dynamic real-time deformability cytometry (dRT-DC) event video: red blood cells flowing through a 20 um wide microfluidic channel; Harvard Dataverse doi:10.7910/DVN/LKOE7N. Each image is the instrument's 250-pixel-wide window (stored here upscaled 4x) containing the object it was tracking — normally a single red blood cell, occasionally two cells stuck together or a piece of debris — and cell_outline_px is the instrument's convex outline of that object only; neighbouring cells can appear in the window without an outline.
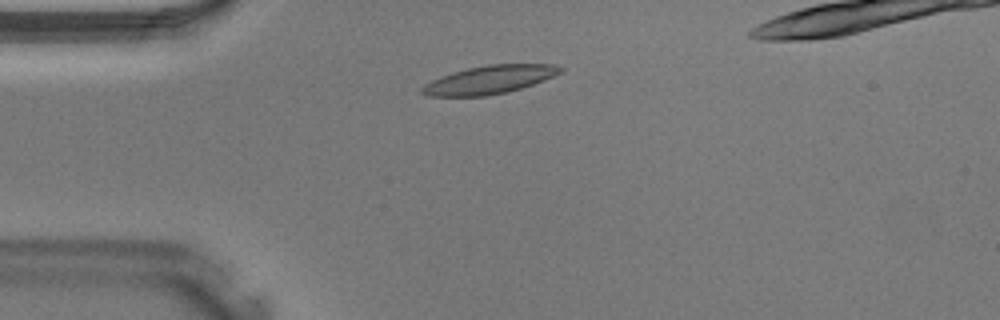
{"species": "Egyptian fruit bat (a non-hibernating species)", "species_latin": "Rousettus aegyptiacus", "temperature_condition": "warm", "stored_images_in_passage": 28, "camera_frame_rate_fps": 3000, "um_per_image_px": 0.085, "animal": {"sex": "male"}, "frame": {"image": 1, "passage_image": 2, "time_ms": 0.333, "image_size_px": [1000, 320], "cell_outline_px": [[564, 68], [560, 72], [544, 80], [520, 88], [504, 92], [484, 96], [428, 96], [420, 92], [420, 88], [424, 84], [432, 80], [452, 72], [468, 68], [488, 64], [556, 64]], "centroid_in_image_um": [41.57, 6.77], "position_along_channel_um": 43.4, "area_um2": 22.54}}
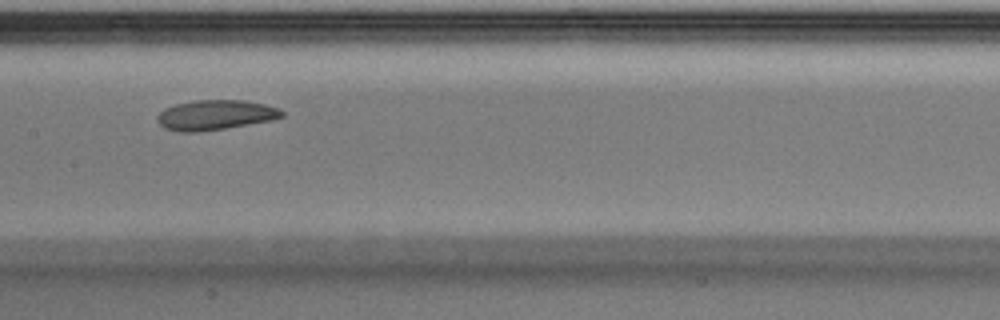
{"frame": {"image": 2, "passage_image": 12, "time_ms": 3.667, "image_size_px": [1000, 320], "cell_outline_px": [[284, 116], [272, 120], [224, 128], [196, 132], [180, 132], [164, 128], [156, 120], [156, 116], [164, 108], [176, 104], [196, 100], [244, 100], [264, 104], [276, 108], [284, 112]], "centroid_in_image_um": [18.27, 9.77], "position_along_channel_um": 189.1, "area_um2": 21.62}}
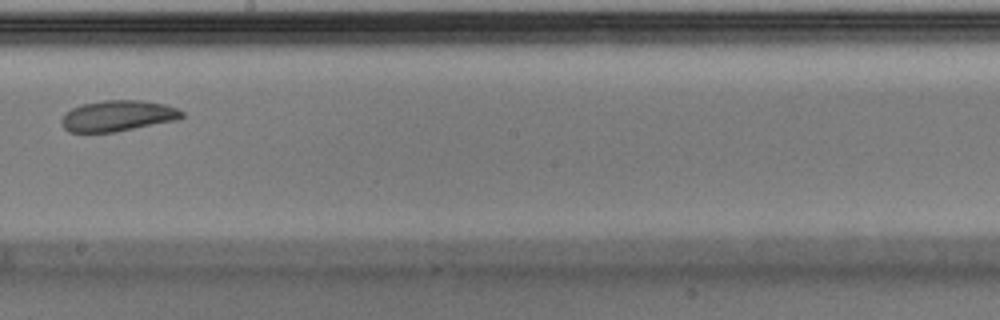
{"frame": {"image": 3, "passage_image": 15, "time_ms": 4.667, "image_size_px": [1000, 320], "cell_outline_px": [[184, 116], [176, 120], [112, 132], [68, 132], [60, 124], [60, 120], [64, 112], [80, 104], [104, 100], [144, 100], [164, 104], [176, 108], [184, 112]], "centroid_in_image_um": [9.95, 9.83], "position_along_channel_um": 238.2, "area_um2": 21.73}}